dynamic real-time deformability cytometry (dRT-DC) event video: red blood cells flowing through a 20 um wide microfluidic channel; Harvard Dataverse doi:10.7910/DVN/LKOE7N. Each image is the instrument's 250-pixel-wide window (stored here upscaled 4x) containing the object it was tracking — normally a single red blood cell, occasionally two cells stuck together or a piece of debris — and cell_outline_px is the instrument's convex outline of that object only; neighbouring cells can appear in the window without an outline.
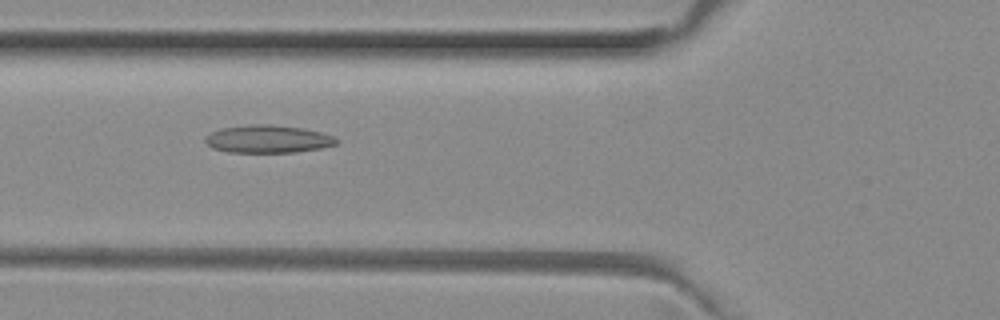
{"species": "common noctule bat (a hibernating species)", "species_latin": "Nyctalus noctula", "temperature_condition": "room temperature", "stored_images_in_passage": 24, "camera_frame_rate_fps": 3000, "um_per_image_px": 0.085, "animal": {"sex": "female", "body_mass_g": 29.2, "forearm_length_mm": 56.3}, "frame": {"image": 1, "passage_image": 3, "time_ms": 0.667, "image_size_px": [1000, 320], "cell_outline_px": [[340, 140], [336, 144], [320, 148], [296, 152], [228, 152], [212, 148], [204, 140], [204, 136], [220, 128], [248, 124], [272, 124], [300, 128], [320, 132], [332, 136]], "centroid_in_image_um": [22.73, 11.81], "position_along_channel_um": 103.1, "area_um2": 21.21}}
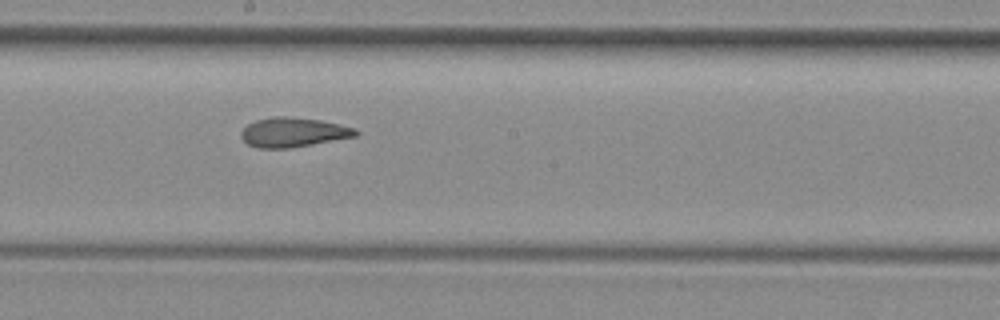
{"frame": {"image": 2, "passage_image": 12, "time_ms": 3.667, "image_size_px": [1000, 320], "cell_outline_px": [[360, 132], [356, 136], [312, 144], [288, 148], [260, 148], [248, 144], [240, 136], [240, 132], [248, 124], [256, 120], [272, 116], [292, 116], [320, 120], [356, 128]], "centroid_in_image_um": [24.92, 11.23], "position_along_channel_um": 223.3, "area_um2": 19.65}}
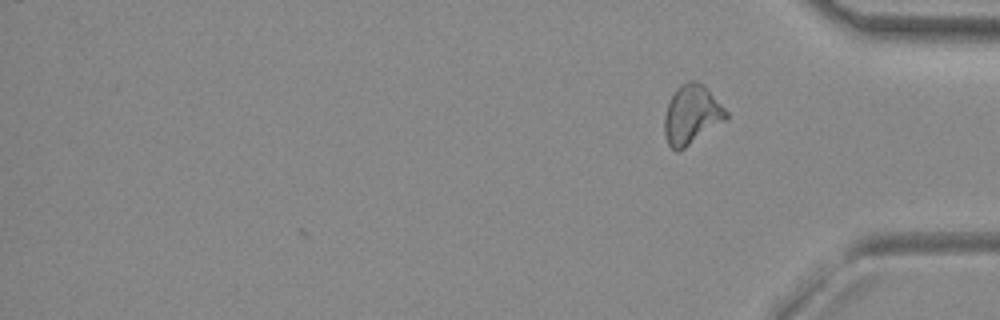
{"frame": {"image": 3, "passage_image": 24, "time_ms": 7.667, "image_size_px": [1000, 320], "cell_outline_px": [[728, 116], [724, 120], [680, 152], [676, 152], [668, 144], [664, 136], [664, 116], [668, 104], [676, 88], [680, 84], [688, 80], [696, 80], [704, 84], [728, 112]], "centroid_in_image_um": [58.76, 9.74], "position_along_channel_um": 376.4, "area_um2": 21.33}}